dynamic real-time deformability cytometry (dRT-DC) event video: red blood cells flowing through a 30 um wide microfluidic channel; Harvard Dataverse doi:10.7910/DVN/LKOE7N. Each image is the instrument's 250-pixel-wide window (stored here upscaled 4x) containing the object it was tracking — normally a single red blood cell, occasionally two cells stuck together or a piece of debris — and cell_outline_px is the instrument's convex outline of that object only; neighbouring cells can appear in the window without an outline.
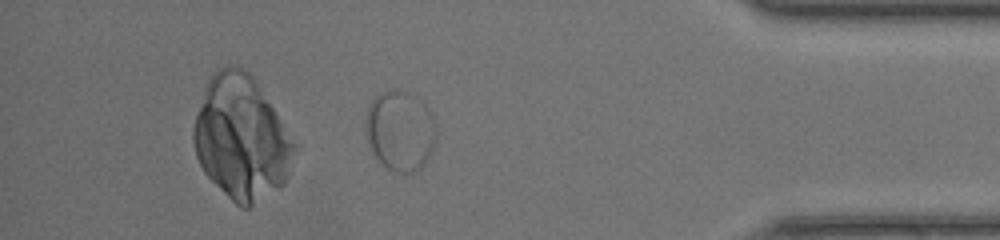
{"species": "common noctule bat (a hibernating species)", "species_latin": "Nyctalus noctula", "temperature_condition": "room temperature", "stored_images_in_passage": 33, "segment_of_instrument_passage": [2, 2], "camera_frame_rate_fps": 3000, "um_per_image_px": 0.085, "animal": {"sex": "female", "body_mass_g": 20.0, "forearm_length_mm": 54.0}, "frame": {"image": 1, "passage_image": 27, "time_ms": 8.667, "image_size_px": [1000, 240], "cell_outline_px": [[436, 140], [432, 152], [424, 164], [420, 168], [412, 172], [396, 172], [388, 168], [372, 152], [368, 144], [364, 124], [364, 120], [368, 108], [372, 100], [380, 92], [396, 88], [408, 92], [424, 100], [436, 124]], "centroid_in_image_um": [34.02, 11.07], "position_along_channel_um": 401.2, "area_um2": 33.47}}